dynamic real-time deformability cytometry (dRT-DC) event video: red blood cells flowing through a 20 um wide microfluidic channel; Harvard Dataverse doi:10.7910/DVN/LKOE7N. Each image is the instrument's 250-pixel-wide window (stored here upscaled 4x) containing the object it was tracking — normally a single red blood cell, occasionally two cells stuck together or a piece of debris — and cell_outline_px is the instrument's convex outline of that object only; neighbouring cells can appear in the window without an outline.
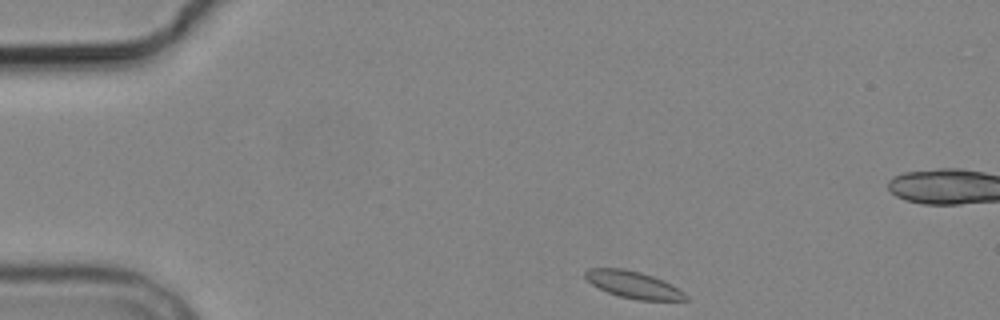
{"species": "common noctule bat (a hibernating species)", "species_latin": "Nyctalus noctula", "temperature_condition": "cold", "stored_images_in_passage": 3, "camera_frame_rate_fps": 3000, "um_per_image_px": 0.085, "animal": {"sex": "male", "body_mass_g": 19.2, "forearm_length_mm": 51.8}, "frame": {"image": 1, "passage_image": 1, "time_ms": 0.0, "image_size_px": [1000, 320], "cell_outline_px": [[692, 300], [640, 300], [620, 296], [608, 292], [592, 284], [584, 276], [584, 272], [588, 268], [624, 268], [640, 272], [664, 280], [672, 284], [684, 292]], "centroid_in_image_um": [53.87, 24.19], "position_along_channel_um": 31.1, "area_um2": 15.78}}